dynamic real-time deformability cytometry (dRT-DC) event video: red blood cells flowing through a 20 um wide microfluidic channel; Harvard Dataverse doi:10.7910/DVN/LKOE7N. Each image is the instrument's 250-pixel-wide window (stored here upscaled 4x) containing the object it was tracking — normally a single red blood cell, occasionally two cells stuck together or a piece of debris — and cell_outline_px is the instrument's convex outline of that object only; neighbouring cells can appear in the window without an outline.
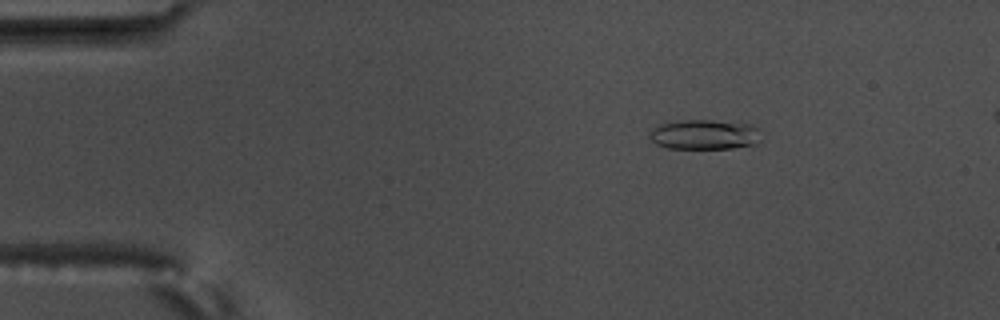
{"species": "common noctule bat (a hibernating species)", "species_latin": "Nyctalus noctula", "temperature_condition": "warm", "stored_images_in_passage": 4, "camera_frame_rate_fps": 3000, "um_per_image_px": 0.085, "animal": {"sex": "male", "body_mass_g": 17.5, "forearm_length_mm": 52.3}, "frame": {"image": 1, "passage_image": 1, "time_ms": 0.0, "image_size_px": [1000, 320], "cell_outline_px": [[760, 128], [756, 144], [732, 148], [668, 148], [656, 144], [648, 136], [660, 124], [676, 120], [712, 120], [748, 124]], "centroid_in_image_um": [59.88, 11.43], "position_along_channel_um": 25.1, "area_um2": 19.19}}